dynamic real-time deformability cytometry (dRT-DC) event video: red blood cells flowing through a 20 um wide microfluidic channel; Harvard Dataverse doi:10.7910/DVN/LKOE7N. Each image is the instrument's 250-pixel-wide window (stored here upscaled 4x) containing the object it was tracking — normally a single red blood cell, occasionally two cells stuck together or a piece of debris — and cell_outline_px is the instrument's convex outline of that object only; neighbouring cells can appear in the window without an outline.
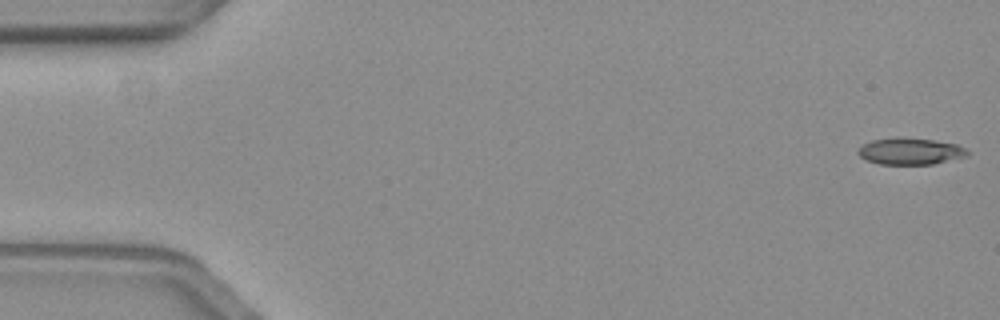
{"species": "common noctule bat (a hibernating species)", "species_latin": "Nyctalus noctula", "temperature_condition": "warm", "stored_images_in_passage": 6, "camera_frame_rate_fps": 3000, "um_per_image_px": 0.085, "animal": {"sex": "female", "body_mass_g": 19.3, "forearm_length_mm": 54.1}, "frame": {"image": 1, "passage_image": 1, "time_ms": 0.0, "image_size_px": [1000, 320], "cell_outline_px": [[968, 156], [932, 164], [880, 164], [868, 160], [860, 156], [856, 152], [864, 144], [872, 140], [896, 136], [932, 140], [956, 144], [964, 148], [968, 152]], "centroid_in_image_um": [77.36, 12.85], "position_along_channel_um": 7.6, "area_um2": 16.88}}